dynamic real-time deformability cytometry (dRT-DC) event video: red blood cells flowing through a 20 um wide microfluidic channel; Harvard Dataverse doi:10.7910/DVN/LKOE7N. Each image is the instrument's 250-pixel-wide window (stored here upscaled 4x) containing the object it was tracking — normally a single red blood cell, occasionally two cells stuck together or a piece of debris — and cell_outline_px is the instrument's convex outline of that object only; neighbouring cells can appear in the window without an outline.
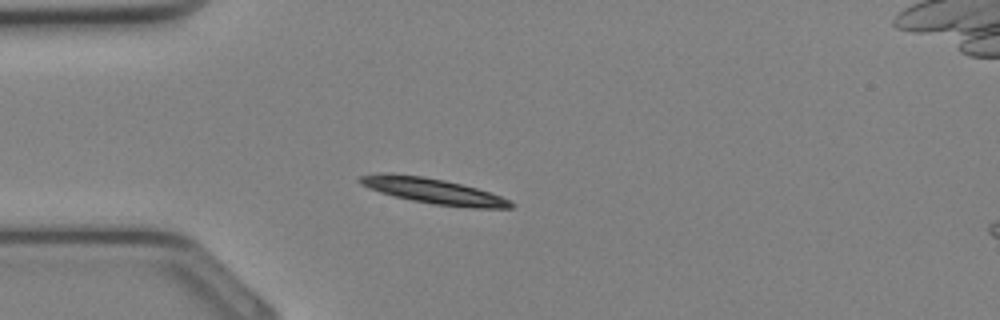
{"species": "Egyptian fruit bat (a non-hibernating species)", "species_latin": "Rousettus aegyptiacus", "temperature_condition": "cold", "stored_images_in_passage": 24, "camera_frame_rate_fps": 3000, "um_per_image_px": 0.085, "animal": {"sex": "female"}, "frame": {"image": 1, "passage_image": 6, "time_ms": 1.667, "image_size_px": [1000, 320], "cell_outline_px": [[516, 204], [512, 208], [472, 208], [432, 204], [412, 200], [380, 192], [368, 188], [360, 184], [356, 180], [360, 176], [380, 172], [392, 172], [420, 176], [444, 180], [476, 188], [500, 196]], "centroid_in_image_um": [36.77, 16.22], "position_along_channel_um": 48.2, "area_um2": 22.37}}
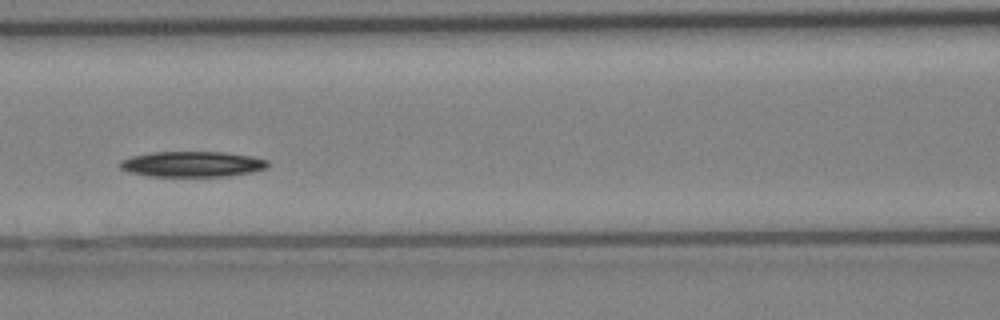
{"frame": {"image": 2, "passage_image": 12, "time_ms": 3.667, "image_size_px": [1000, 320], "cell_outline_px": [[268, 168], [252, 172], [228, 176], [148, 176], [128, 172], [120, 168], [120, 160], [132, 156], [152, 152], [224, 152], [252, 156], [268, 160]], "centroid_in_image_um": [16.35, 13.95], "position_along_channel_um": 150.3, "area_um2": 22.08}}
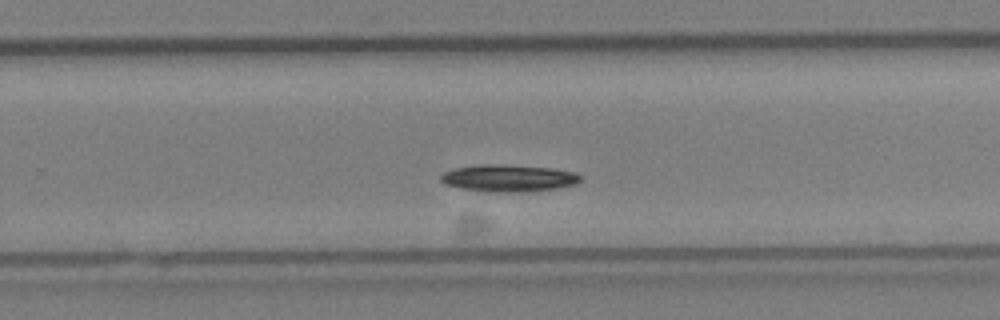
{"frame": {"image": 3, "passage_image": 19, "time_ms": 6.0, "image_size_px": [1000, 320], "cell_outline_px": [[580, 180], [576, 184], [556, 188], [528, 192], [492, 192], [460, 188], [444, 184], [440, 180], [440, 176], [444, 172], [452, 168], [480, 164], [496, 164], [552, 168], [576, 172], [580, 176]], "centroid_in_image_um": [43.19, 15.14], "position_along_channel_um": 286.6, "area_um2": 22.14}}